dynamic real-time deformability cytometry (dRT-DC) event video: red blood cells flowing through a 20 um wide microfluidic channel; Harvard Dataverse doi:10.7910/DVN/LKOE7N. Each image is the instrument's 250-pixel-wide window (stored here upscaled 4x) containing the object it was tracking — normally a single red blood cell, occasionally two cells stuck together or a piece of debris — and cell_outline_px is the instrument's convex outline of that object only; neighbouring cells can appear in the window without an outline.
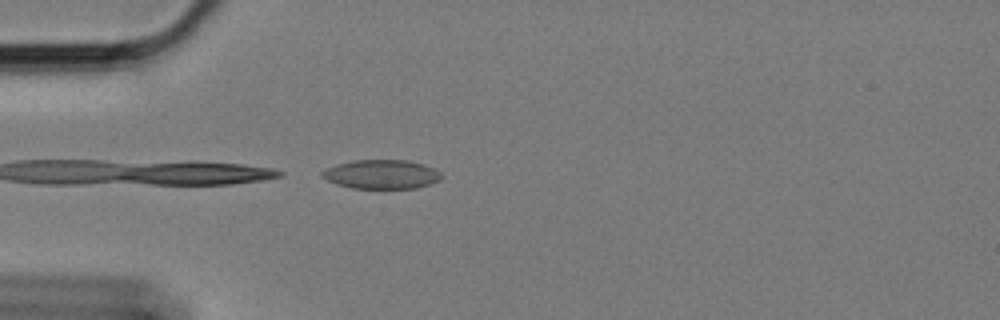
{"species": "Egyptian fruit bat (a non-hibernating species)", "species_latin": "Rousettus aegyptiacus", "temperature_condition": "cold", "stored_images_in_passage": 27, "camera_frame_rate_fps": 3000, "um_per_image_px": 0.085, "animal": {"sex": "female"}, "frame": {"image": 1, "passage_image": 1, "time_ms": 0.0, "image_size_px": [1000, 320], "cell_outline_px": [[440, 180], [416, 188], [352, 188], [336, 184], [320, 176], [320, 172], [336, 164], [352, 160], [408, 160], [424, 164], [440, 172]], "centroid_in_image_um": [32.39, 14.81], "position_along_channel_um": 52.6, "area_um2": 20.11}}
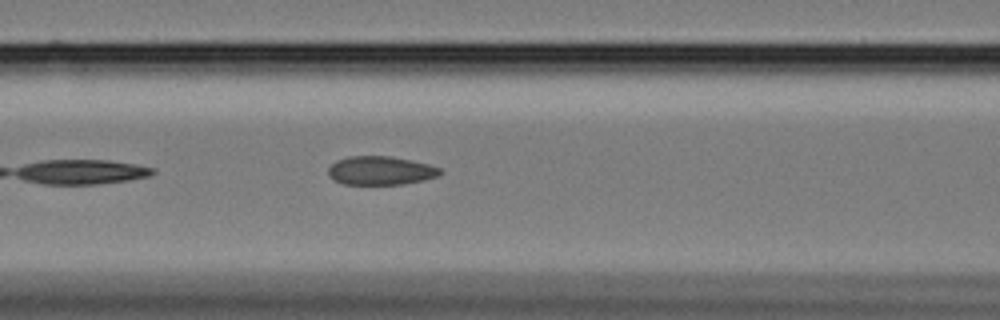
{"frame": {"image": 2, "passage_image": 9, "time_ms": 2.667, "image_size_px": [1000, 320], "cell_outline_px": [[444, 172], [436, 176], [420, 180], [400, 184], [344, 184], [332, 180], [328, 176], [328, 168], [336, 160], [348, 156], [392, 156], [412, 160], [428, 164], [440, 168]], "centroid_in_image_um": [32.3, 14.49], "position_along_channel_um": 134.3, "area_um2": 18.67}}
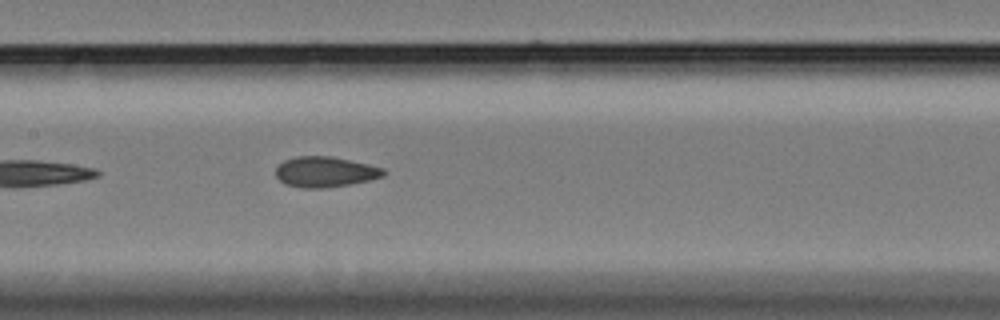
{"frame": {"image": 3, "passage_image": 13, "time_ms": 4.0, "image_size_px": [1000, 320], "cell_outline_px": [[384, 176], [368, 180], [348, 184], [324, 188], [300, 188], [284, 184], [276, 176], [276, 168], [284, 160], [296, 156], [332, 156], [384, 168]], "centroid_in_image_um": [27.6, 14.61], "position_along_channel_um": 179.8, "area_um2": 19.02}}